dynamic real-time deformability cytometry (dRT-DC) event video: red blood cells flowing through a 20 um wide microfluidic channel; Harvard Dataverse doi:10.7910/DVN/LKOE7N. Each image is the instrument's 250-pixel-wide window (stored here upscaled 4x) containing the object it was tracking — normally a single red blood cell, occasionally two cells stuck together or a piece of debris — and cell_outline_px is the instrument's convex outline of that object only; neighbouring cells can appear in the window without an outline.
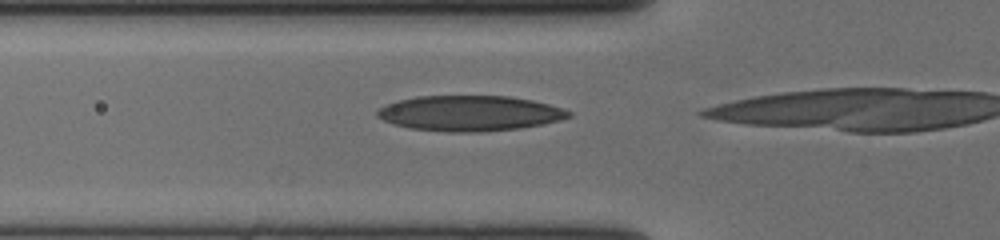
{"species": "human", "species_latin": "Homo sapiens", "temperature_condition": "cold", "stored_images_in_passage": 4, "camera_frame_rate_fps": 3000, "um_per_image_px": 0.085, "donor": {"sex": "female"}, "frame": {"image": 1, "passage_image": 2, "time_ms": 0.333, "image_size_px": [1000, 240], "cell_outline_px": [[572, 116], [560, 120], [520, 128], [484, 132], [448, 132], [408, 128], [392, 124], [376, 116], [376, 112], [380, 108], [388, 104], [400, 100], [416, 96], [508, 96], [532, 100], [548, 104], [572, 112]], "centroid_in_image_um": [39.91, 9.63], "position_along_channel_um": 85.9, "area_um2": 39.42}}